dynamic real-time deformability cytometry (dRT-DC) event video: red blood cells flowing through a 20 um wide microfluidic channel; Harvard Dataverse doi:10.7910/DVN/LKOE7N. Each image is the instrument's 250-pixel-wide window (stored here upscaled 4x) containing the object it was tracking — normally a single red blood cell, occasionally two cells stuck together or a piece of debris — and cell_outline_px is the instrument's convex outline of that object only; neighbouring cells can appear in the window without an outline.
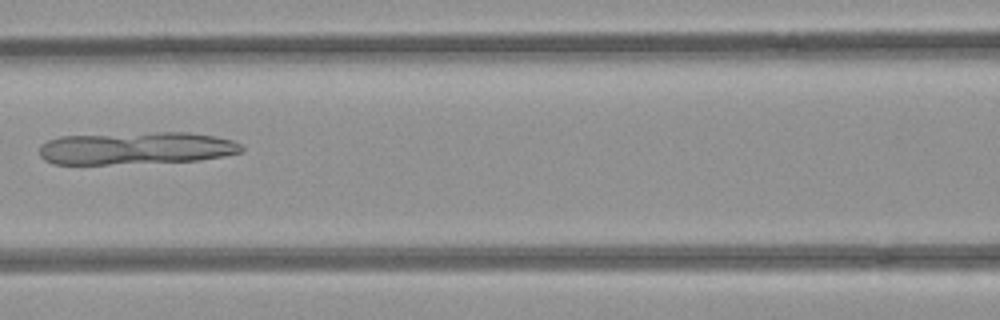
{"species": "common noctule bat (a hibernating species)", "species_latin": "Nyctalus noctula", "temperature_condition": "room temperature", "stored_images_in_passage": 5, "camera_frame_rate_fps": 3000, "um_per_image_px": 0.085, "animal": {"sex": "female", "body_mass_g": 21.9}, "frame": {"image": 1, "passage_image": 3, "time_ms": 0.667, "image_size_px": [1000, 320], "cell_outline_px": [[244, 148], [240, 152], [224, 156], [200, 160], [108, 164], [52, 164], [44, 160], [40, 156], [40, 144], [48, 140], [60, 136], [156, 132], [188, 132], [216, 136], [232, 140], [240, 144]], "centroid_in_image_um": [11.55, 12.59], "position_along_channel_um": 155.0, "area_um2": 38.38}}
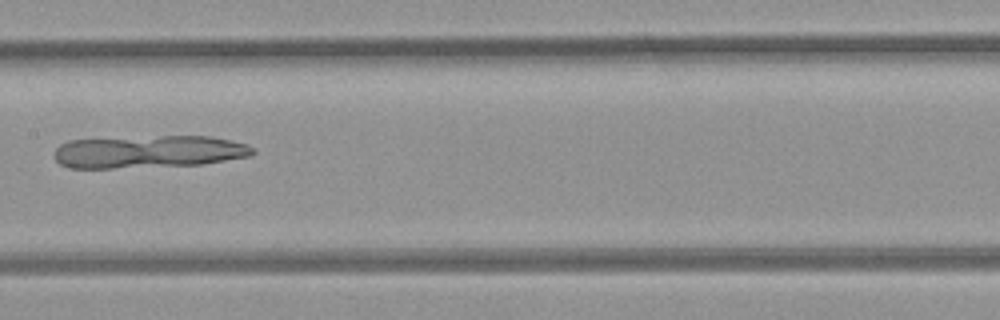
{"frame": {"image": 2, "passage_image": 4, "time_ms": 1.0, "image_size_px": [1000, 320], "cell_outline_px": [[256, 152], [248, 156], [200, 164], [112, 168], [68, 168], [60, 164], [56, 160], [56, 148], [60, 144], [68, 140], [160, 136], [212, 136], [248, 144]], "centroid_in_image_um": [12.62, 12.89], "position_along_channel_um": 194.8, "area_um2": 37.4}}
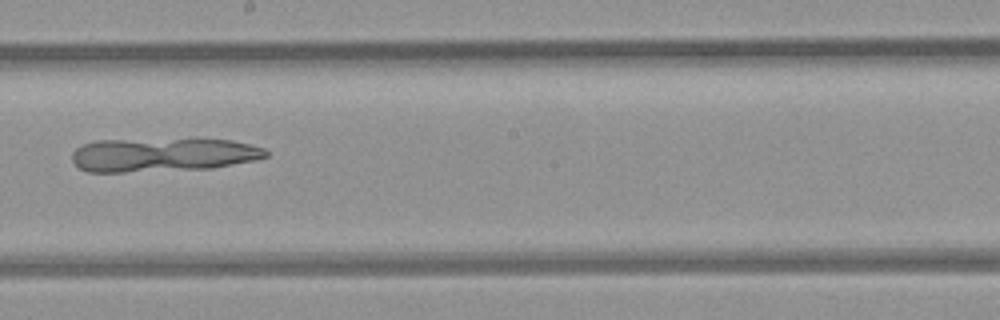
{"frame": {"image": 3, "passage_image": 5, "time_ms": 1.333, "image_size_px": [1000, 320], "cell_outline_px": [[268, 156], [256, 160], [212, 168], [124, 172], [88, 172], [80, 168], [72, 160], [72, 152], [76, 148], [84, 144], [96, 140], [192, 136], [196, 136], [232, 140], [264, 148], [268, 152]], "centroid_in_image_um": [13.87, 13.1], "position_along_channel_um": 234.3, "area_um2": 39.71}}